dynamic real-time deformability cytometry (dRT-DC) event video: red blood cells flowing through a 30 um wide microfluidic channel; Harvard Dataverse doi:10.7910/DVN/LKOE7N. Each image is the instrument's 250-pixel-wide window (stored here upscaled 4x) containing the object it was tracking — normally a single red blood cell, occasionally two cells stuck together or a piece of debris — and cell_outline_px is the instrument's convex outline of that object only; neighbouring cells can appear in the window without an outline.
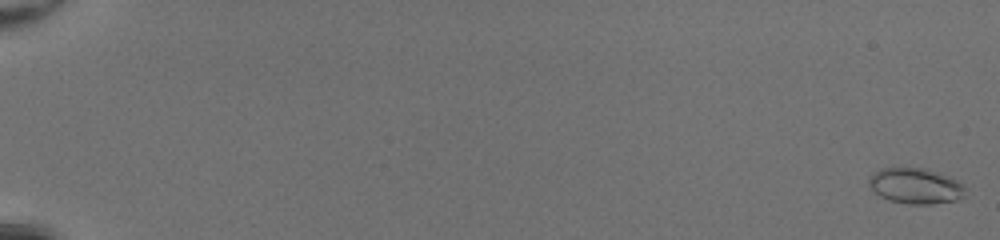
{"species": "common noctule bat (a hibernating species)", "species_latin": "Nyctalus noctula", "temperature_condition": "room temperature", "stored_images_in_passage": 52, "camera_frame_rate_fps": 3000, "um_per_image_px": 0.085, "animal": {"sex": "female", "body_mass_g": 20.0, "forearm_length_mm": 54.0}, "frame": {"image": 1, "passage_image": 1, "time_ms": 0.0, "image_size_px": [1000, 240], "cell_outline_px": [[964, 196], [956, 200], [932, 204], [908, 204], [888, 200], [872, 192], [868, 184], [868, 176], [880, 168], [928, 168], [948, 176], [956, 180], [964, 188]], "centroid_in_image_um": [77.75, 15.8], "position_along_channel_um": 7.2, "area_um2": 20.17}}
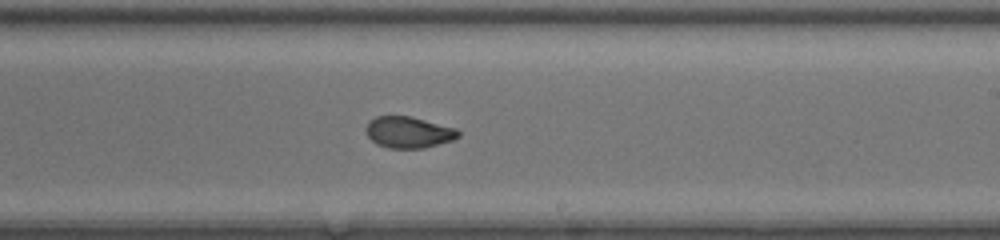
{"frame": {"image": 2, "passage_image": 34, "time_ms": 11.0, "image_size_px": [1000, 240], "cell_outline_px": [[460, 136], [452, 140], [424, 148], [388, 148], [376, 144], [368, 136], [364, 128], [368, 120], [376, 116], [412, 116], [456, 128], [460, 132]], "centroid_in_image_um": [34.7, 11.23], "position_along_channel_um": 254.3, "area_um2": 17.05}}
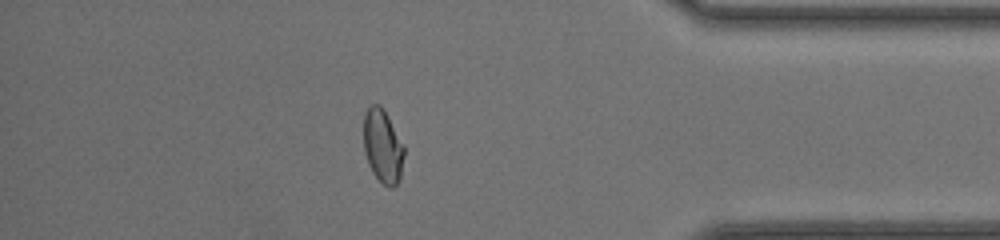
{"frame": {"image": 3, "passage_image": 46, "time_ms": 15.0, "image_size_px": [1000, 240], "cell_outline_px": [[404, 156], [400, 180], [392, 188], [388, 188], [372, 172], [368, 164], [364, 152], [364, 112], [372, 104], [380, 104], [384, 108], [404, 144]], "centroid_in_image_um": [32.54, 12.41], "position_along_channel_um": 402.7, "area_um2": 17.63}, "authors_computed_cell_mechanics": {"area_um2": 18.0047, "velocity_mm_per_s": 4.2919, "shape_relaxation_time_tau1_ms": 6.1303, "shape_relaxation_time_tau2_ms": null, "deformation_change_tau1": 0.1662, "deformation_change_tau2": null}}